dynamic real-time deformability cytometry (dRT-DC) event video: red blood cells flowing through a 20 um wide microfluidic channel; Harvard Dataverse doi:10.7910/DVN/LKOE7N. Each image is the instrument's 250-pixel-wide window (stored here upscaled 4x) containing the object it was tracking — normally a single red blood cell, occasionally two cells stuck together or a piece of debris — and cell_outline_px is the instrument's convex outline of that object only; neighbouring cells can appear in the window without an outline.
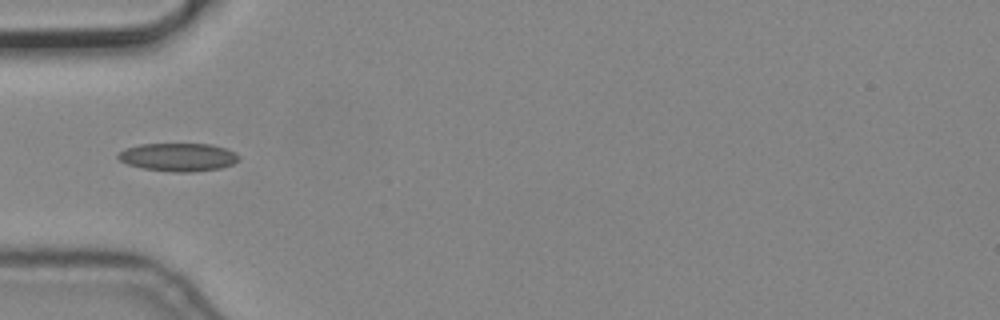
{"species": "common noctule bat (a hibernating species)", "species_latin": "Nyctalus noctula", "temperature_condition": "cold", "stored_images_in_passage": 6, "camera_frame_rate_fps": 3000, "um_per_image_px": 0.085, "animal": {"sex": "male", "body_mass_g": 19.2, "forearm_length_mm": 51.8}, "frame": {"image": 1, "passage_image": 4, "time_ms": 1.0, "image_size_px": [1000, 320], "cell_outline_px": [[240, 160], [232, 164], [220, 168], [192, 172], [172, 172], [144, 168], [128, 164], [120, 160], [116, 156], [124, 148], [140, 144], [212, 144], [236, 152], [240, 156]], "centroid_in_image_um": [15.17, 13.35], "position_along_channel_um": 69.8, "area_um2": 19.83}}
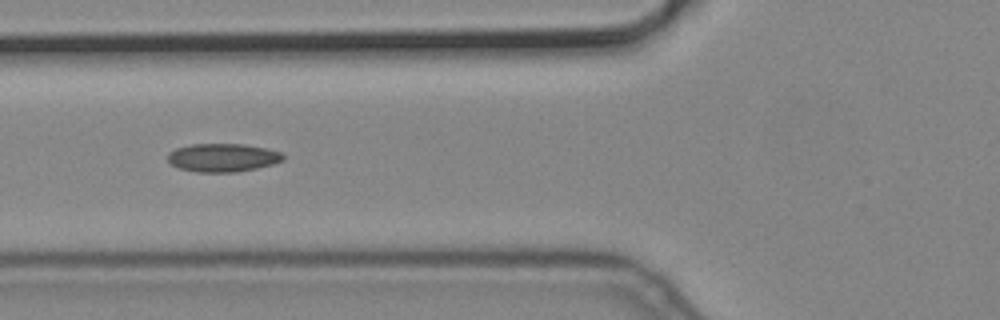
{"frame": {"image": 2, "passage_image": 5, "time_ms": 1.333, "image_size_px": [1000, 320], "cell_outline_px": [[284, 160], [272, 164], [256, 168], [236, 172], [196, 172], [180, 168], [172, 164], [168, 160], [168, 152], [176, 148], [192, 144], [244, 144], [264, 148], [280, 152], [284, 156]], "centroid_in_image_um": [18.92, 13.4], "position_along_channel_um": 106.9, "area_um2": 18.9}}
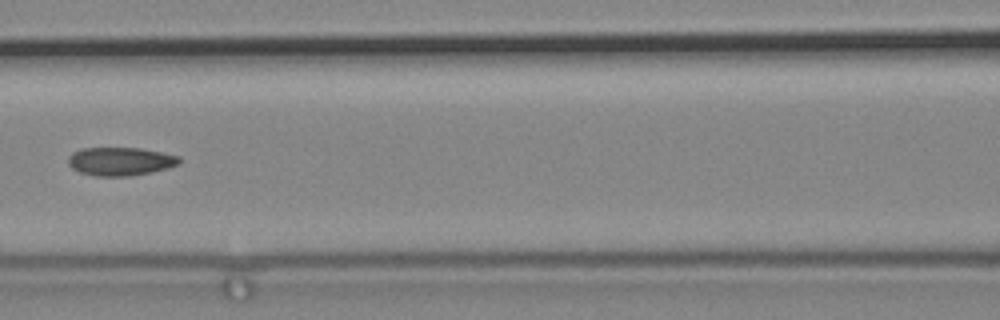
{"frame": {"image": 3, "passage_image": 6, "time_ms": 1.667, "image_size_px": [1000, 320], "cell_outline_px": [[180, 164], [168, 168], [152, 172], [128, 176], [96, 176], [80, 172], [72, 168], [68, 164], [68, 156], [72, 152], [80, 148], [140, 148], [180, 156]], "centroid_in_image_um": [10.22, 13.71], "position_along_channel_um": 156.4, "area_um2": 18.44}}